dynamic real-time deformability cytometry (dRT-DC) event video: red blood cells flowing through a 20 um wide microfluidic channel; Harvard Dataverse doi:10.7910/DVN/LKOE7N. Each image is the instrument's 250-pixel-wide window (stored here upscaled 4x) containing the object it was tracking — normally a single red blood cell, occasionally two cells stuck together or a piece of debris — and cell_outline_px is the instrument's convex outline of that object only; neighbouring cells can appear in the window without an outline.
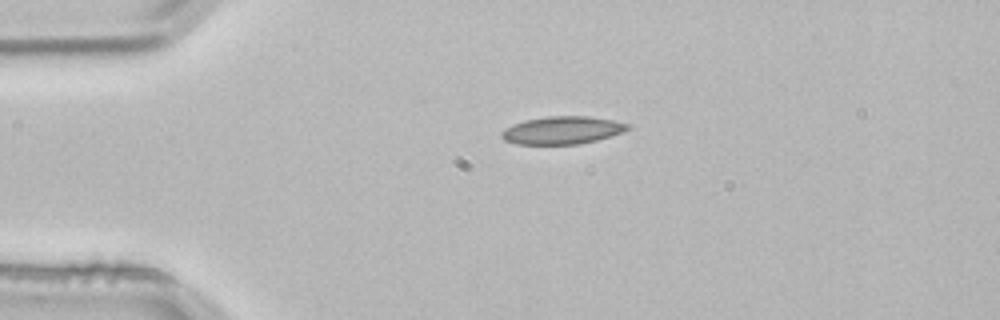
{"species": "common noctule bat (a hibernating species)", "species_latin": "Nyctalus noctula", "temperature_condition": "room temperature", "stored_images_in_passage": 1, "camera_frame_rate_fps": 3000, "um_per_image_px": 0.085, "animal": {"sex": "male", "body_mass_g": 21.5, "forearm_length_mm": 52.0}, "frame": {"image": 1, "passage_image": 1, "time_ms": 0.0, "image_size_px": [1000, 320], "cell_outline_px": [[632, 128], [624, 132], [612, 136], [580, 144], [516, 144], [504, 140], [500, 136], [500, 132], [504, 128], [512, 124], [524, 120], [548, 116], [588, 116], [612, 120], [632, 124]], "centroid_in_image_um": [47.81, 11.07], "position_along_channel_um": 37.2, "area_um2": 20.69}}